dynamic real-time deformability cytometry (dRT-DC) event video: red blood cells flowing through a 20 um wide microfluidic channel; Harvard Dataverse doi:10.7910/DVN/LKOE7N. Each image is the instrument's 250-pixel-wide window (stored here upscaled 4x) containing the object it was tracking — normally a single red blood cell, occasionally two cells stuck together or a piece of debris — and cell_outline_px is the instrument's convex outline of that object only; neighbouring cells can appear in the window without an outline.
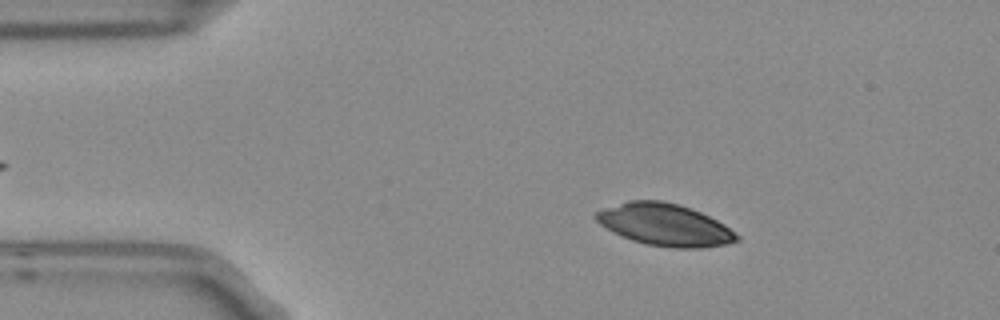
{"species": "Egyptian fruit bat (a non-hibernating species)", "species_latin": "Rousettus aegyptiacus", "temperature_condition": "room temperature", "stored_images_in_passage": 9, "camera_frame_rate_fps": 3000, "um_per_image_px": 0.085, "frame": {"image": 1, "passage_image": 2, "time_ms": 0.333, "image_size_px": [1000, 320], "cell_outline_px": [[740, 240], [724, 244], [700, 248], [672, 248], [644, 244], [620, 236], [612, 232], [600, 224], [592, 216], [596, 212], [628, 200], [660, 200], [680, 204], [700, 212], [724, 224], [740, 236]], "centroid_in_image_um": [56.49, 19.11], "position_along_channel_um": 28.5, "area_um2": 34.51}}
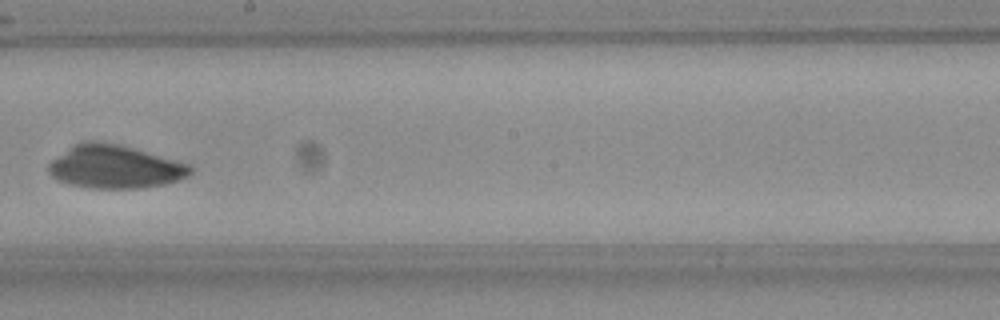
{"frame": {"image": 2, "passage_image": 8, "time_ms": 2.333, "image_size_px": [1000, 320], "cell_outline_px": [[192, 172], [188, 176], [180, 180], [164, 184], [144, 188], [92, 188], [68, 184], [52, 176], [48, 172], [48, 164], [52, 160], [72, 144], [84, 140], [100, 140], [120, 144], [192, 164]], "centroid_in_image_um": [9.78, 14.16], "position_along_channel_um": 238.4, "area_um2": 36.18}}
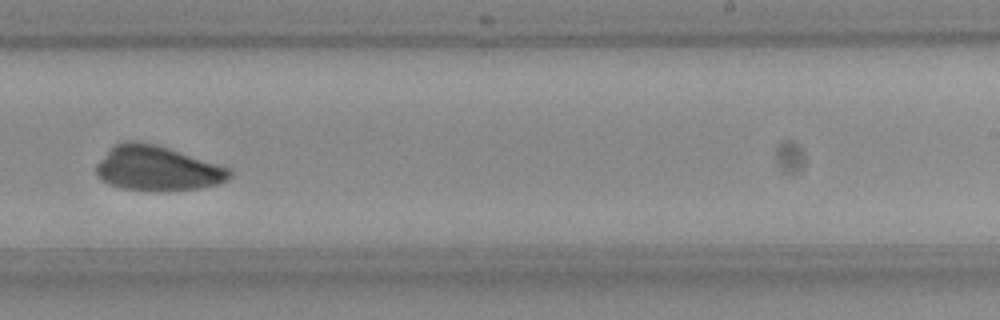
{"frame": {"image": 3, "passage_image": 9, "time_ms": 2.667, "image_size_px": [1000, 320], "cell_outline_px": [[232, 176], [228, 180], [216, 184], [200, 188], [168, 192], [160, 192], [124, 188], [108, 184], [96, 176], [96, 164], [116, 144], [124, 140], [136, 140], [168, 148], [232, 168]], "centroid_in_image_um": [13.4, 14.33], "position_along_channel_um": 275.6, "area_um2": 35.03}}